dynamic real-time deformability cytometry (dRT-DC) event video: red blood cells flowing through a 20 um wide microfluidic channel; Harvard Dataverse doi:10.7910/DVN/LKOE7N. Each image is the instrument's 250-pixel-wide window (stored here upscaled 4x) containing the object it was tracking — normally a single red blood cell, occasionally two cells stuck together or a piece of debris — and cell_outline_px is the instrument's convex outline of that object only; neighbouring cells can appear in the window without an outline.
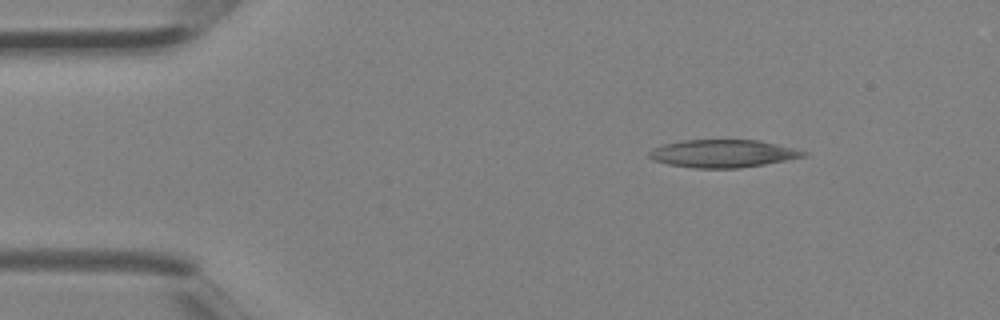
{"species": "Egyptian fruit bat (a non-hibernating species)", "species_latin": "Rousettus aegyptiacus", "temperature_condition": "room temperature", "stored_images_in_passage": 3, "camera_frame_rate_fps": 3000, "um_per_image_px": 0.085, "animal": {"sex": "female"}, "frame": {"image": 1, "passage_image": 1, "time_ms": 0.0, "image_size_px": [1000, 320], "cell_outline_px": [[808, 156], [764, 164], [740, 168], [692, 168], [668, 164], [652, 160], [648, 156], [648, 152], [652, 148], [664, 144], [680, 140], [760, 140], [808, 152]], "centroid_in_image_um": [61.41, 13.05], "position_along_channel_um": 23.6, "area_um2": 25.03}}
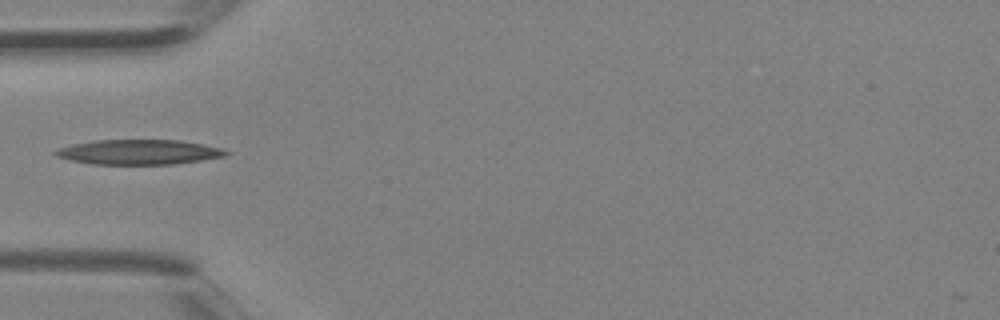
{"frame": {"image": 2, "passage_image": 3, "time_ms": 0.667, "image_size_px": [1000, 320], "cell_outline_px": [[232, 152], [224, 156], [200, 160], [172, 164], [92, 164], [68, 160], [56, 156], [52, 152], [60, 148], [72, 144], [96, 140], [180, 140], [204, 144], [220, 148]], "centroid_in_image_um": [11.78, 12.92], "position_along_channel_um": 73.2, "area_um2": 24.68}}